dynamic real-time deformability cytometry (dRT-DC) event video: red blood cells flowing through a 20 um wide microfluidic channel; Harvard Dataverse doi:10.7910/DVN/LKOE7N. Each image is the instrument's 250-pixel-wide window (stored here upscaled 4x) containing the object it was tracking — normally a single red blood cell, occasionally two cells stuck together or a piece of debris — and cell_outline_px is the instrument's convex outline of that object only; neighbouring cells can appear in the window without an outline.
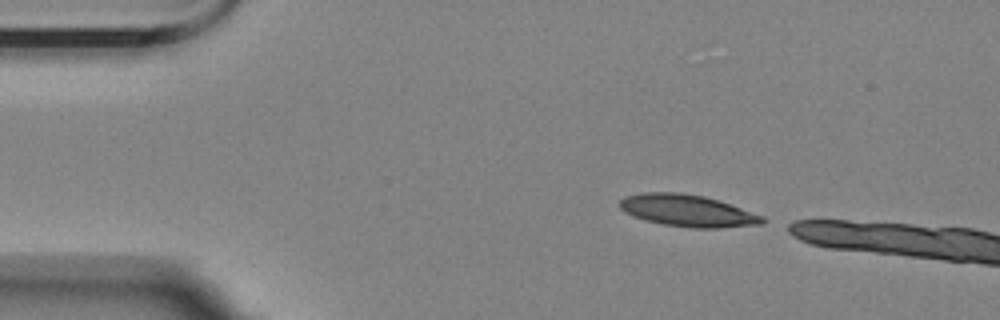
{"species": "Egyptian fruit bat (a non-hibernating species)", "species_latin": "Rousettus aegyptiacus", "temperature_condition": "room temperature", "stored_images_in_passage": 4, "camera_frame_rate_fps": 3000, "um_per_image_px": 0.085, "animal": {"sex": "female"}, "frame": {"image": 1, "passage_image": 1, "time_ms": 0.0, "image_size_px": [1000, 320], "cell_outline_px": [[764, 224], [720, 228], [692, 228], [664, 224], [644, 220], [632, 216], [624, 212], [620, 208], [620, 200], [624, 196], [644, 192], [680, 192], [704, 196], [764, 216]], "centroid_in_image_um": [58.41, 17.91], "position_along_channel_um": 26.6, "area_um2": 26.47}}